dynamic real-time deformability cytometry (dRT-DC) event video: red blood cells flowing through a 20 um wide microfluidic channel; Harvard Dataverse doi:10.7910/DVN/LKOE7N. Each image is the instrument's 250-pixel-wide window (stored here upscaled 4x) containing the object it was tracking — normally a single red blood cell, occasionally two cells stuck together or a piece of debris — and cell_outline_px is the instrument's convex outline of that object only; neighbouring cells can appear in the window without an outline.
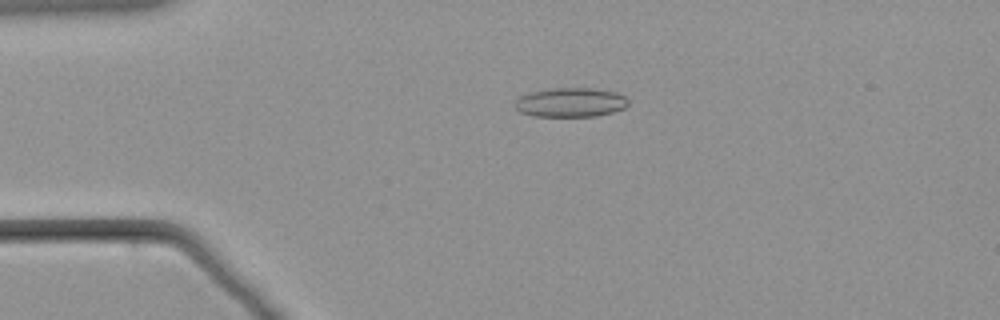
{"species": "common noctule bat (a hibernating species)", "species_latin": "Nyctalus noctula", "temperature_condition": "warm", "stored_images_in_passage": 60, "camera_frame_rate_fps": 3000, "um_per_image_px": 0.085, "animal": {"sex": "male", "body_mass_g": 21.5, "forearm_length_mm": 52.0}, "frame": {"image": 1, "passage_image": 14, "time_ms": 4.333, "image_size_px": [1000, 320], "cell_outline_px": [[628, 104], [624, 108], [612, 112], [596, 116], [532, 116], [520, 112], [516, 108], [516, 100], [520, 96], [532, 92], [552, 88], [592, 88], [616, 92], [624, 96], [628, 100]], "centroid_in_image_um": [48.51, 8.7], "position_along_channel_um": 36.5, "area_um2": 19.19}}
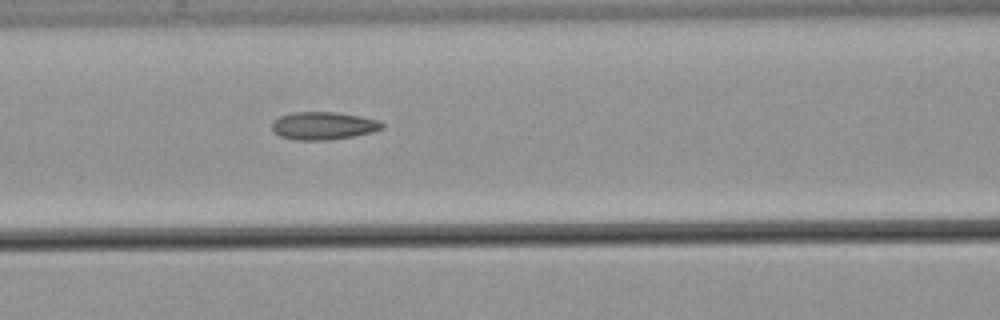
{"frame": {"image": 2, "passage_image": 26, "time_ms": 8.333, "image_size_px": [1000, 320], "cell_outline_px": [[384, 128], [372, 132], [352, 136], [328, 140], [292, 140], [280, 136], [272, 128], [272, 124], [280, 116], [292, 112], [336, 112], [360, 116], [380, 120], [384, 124]], "centroid_in_image_um": [27.51, 10.69], "position_along_channel_um": 139.1, "area_um2": 17.8}}
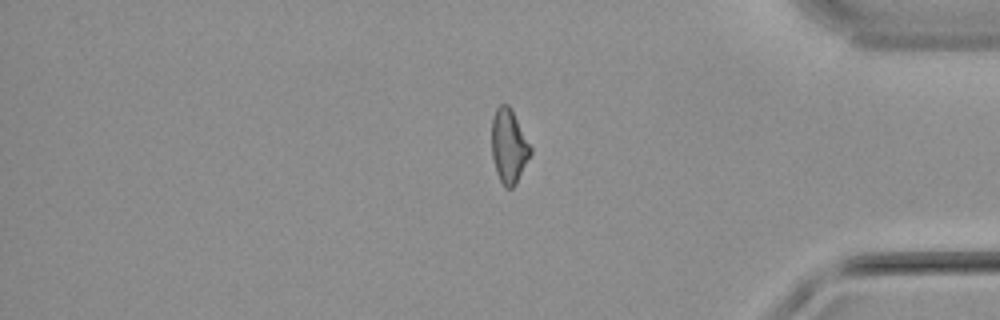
{"frame": {"image": 3, "passage_image": 50, "time_ms": 16.333, "image_size_px": [1000, 320], "cell_outline_px": [[532, 152], [516, 184], [512, 188], [504, 188], [496, 172], [492, 156], [492, 116], [496, 108], [500, 104], [508, 104], [532, 148]], "centroid_in_image_um": [43.24, 12.44], "position_along_channel_um": 392.0, "area_um2": 16.65}}